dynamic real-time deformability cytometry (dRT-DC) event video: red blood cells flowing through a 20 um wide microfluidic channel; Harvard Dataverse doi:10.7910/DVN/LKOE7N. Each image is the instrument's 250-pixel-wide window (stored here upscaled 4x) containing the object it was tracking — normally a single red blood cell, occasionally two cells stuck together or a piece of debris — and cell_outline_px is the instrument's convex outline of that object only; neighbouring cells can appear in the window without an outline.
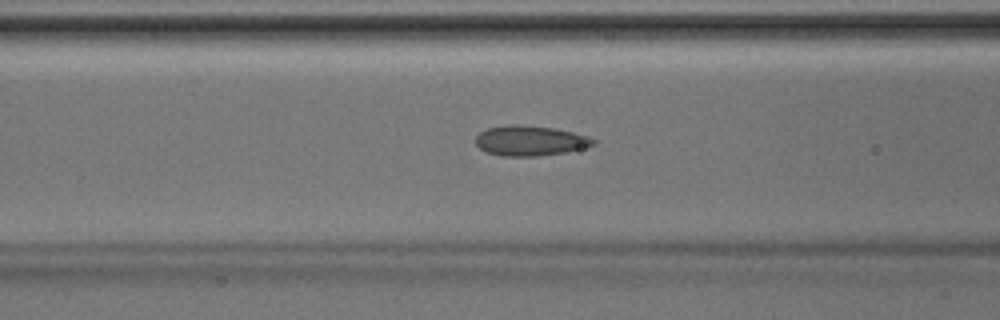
{"species": "Egyptian fruit bat (a non-hibernating species)", "species_latin": "Rousettus aegyptiacus", "temperature_condition": "room temperature", "stored_images_in_passage": 29, "camera_frame_rate_fps": 3000, "um_per_image_px": 0.085, "animal": {"sex": "male"}, "frame": {"image": 1, "passage_image": 4, "time_ms": 1.0, "image_size_px": [1000, 320], "cell_outline_px": [[596, 144], [564, 152], [536, 156], [500, 156], [488, 152], [480, 148], [476, 144], [476, 136], [480, 132], [488, 128], [552, 128], [572, 132], [588, 136], [596, 140]], "centroid_in_image_um": [45.09, 12.02], "position_along_channel_um": 121.5, "area_um2": 19.36}}
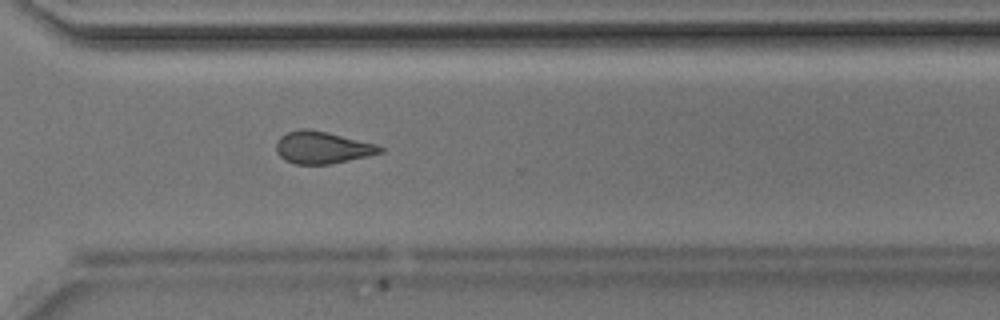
{"frame": {"image": 2, "passage_image": 19, "time_ms": 6.0, "image_size_px": [1000, 320], "cell_outline_px": [[384, 152], [368, 156], [332, 164], [296, 164], [284, 160], [276, 152], [276, 144], [280, 136], [288, 132], [304, 128], [308, 128], [328, 132], [376, 144], [384, 148]], "centroid_in_image_um": [27.4, 12.54], "position_along_channel_um": 343.2, "area_um2": 19.54}}
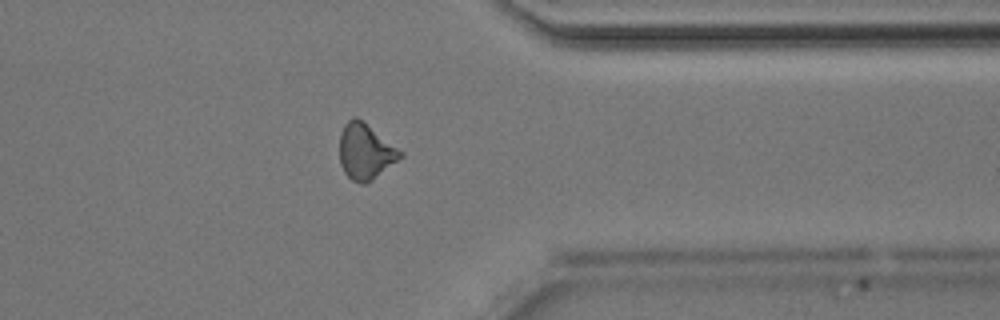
{"frame": {"image": 3, "passage_image": 22, "time_ms": 7.0, "image_size_px": [1000, 320], "cell_outline_px": [[404, 156], [372, 180], [364, 184], [360, 184], [352, 180], [344, 172], [340, 164], [340, 132], [344, 124], [352, 116], [356, 116], [404, 152]], "centroid_in_image_um": [31.06, 12.88], "position_along_channel_um": 380.3, "area_um2": 19.77}}